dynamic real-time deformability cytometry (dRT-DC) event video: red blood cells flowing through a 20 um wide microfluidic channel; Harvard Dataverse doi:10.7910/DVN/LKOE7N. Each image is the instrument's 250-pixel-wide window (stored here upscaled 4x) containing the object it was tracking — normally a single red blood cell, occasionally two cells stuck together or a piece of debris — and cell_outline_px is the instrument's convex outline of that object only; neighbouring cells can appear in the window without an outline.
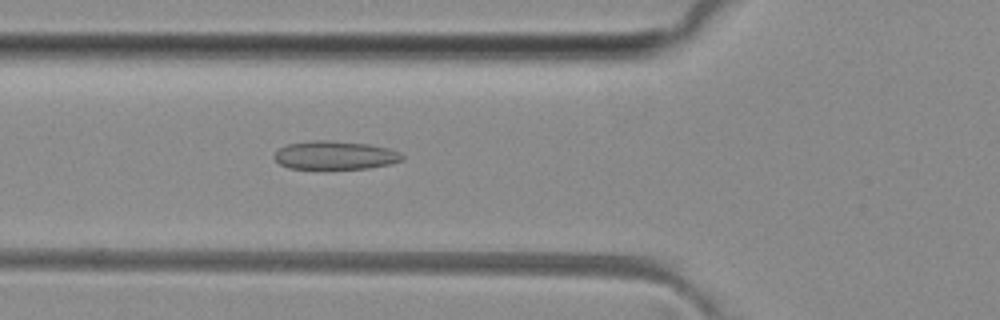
{"species": "common noctule bat (a hibernating species)", "species_latin": "Nyctalus noctula", "temperature_condition": "room temperature", "stored_images_in_passage": 50, "camera_frame_rate_fps": 3000, "um_per_image_px": 0.085, "animal": {"sex": "female", "body_mass_g": 29.2, "forearm_length_mm": 56.3}, "frame": {"image": 1, "passage_image": 18, "time_ms": 5.667, "image_size_px": [1000, 320], "cell_outline_px": [[404, 160], [392, 164], [368, 168], [288, 168], [280, 164], [272, 156], [284, 144], [312, 140], [328, 140], [368, 144], [388, 148], [400, 152], [404, 156]], "centroid_in_image_um": [28.49, 13.18], "position_along_channel_um": 97.3, "area_um2": 21.27}}
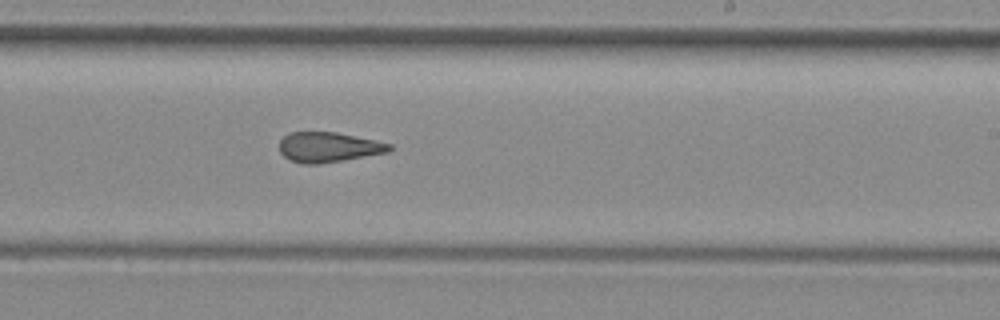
{"frame": {"image": 2, "passage_image": 30, "time_ms": 9.667, "image_size_px": [1000, 320], "cell_outline_px": [[392, 148], [388, 152], [344, 160], [320, 164], [304, 164], [288, 160], [280, 152], [280, 140], [288, 132], [336, 132], [376, 140], [392, 144]], "centroid_in_image_um": [27.91, 12.51], "position_along_channel_um": 261.1, "area_um2": 19.36}}
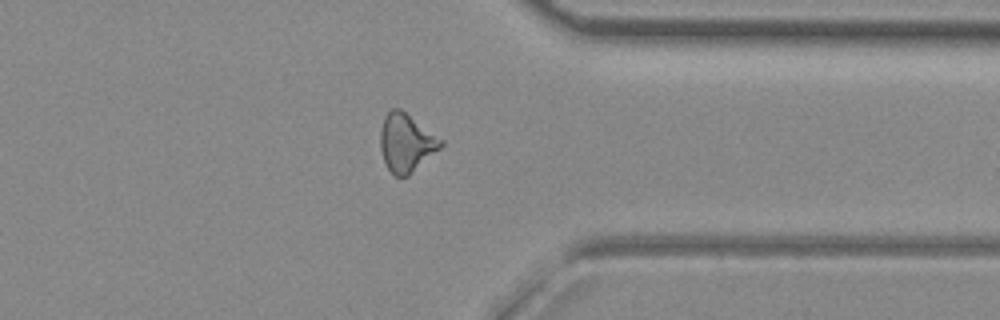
{"frame": {"image": 3, "passage_image": 39, "time_ms": 12.667, "image_size_px": [1000, 320], "cell_outline_px": [[444, 144], [440, 148], [408, 176], [392, 176], [384, 160], [380, 148], [380, 132], [384, 116], [392, 108], [400, 108], [444, 140]], "centroid_in_image_um": [34.52, 12.13], "position_along_channel_um": 376.9, "area_um2": 20.46}, "authors_computed_cell_mechanics": {"area_um2": 20.4323, "velocity_mm_per_s": 4.0953, "shape_relaxation_time_tau1_ms": null, "shape_relaxation_time_tau2_ms": 2.4873, "deformation_change_tau1": null, "deformation_change_tau2": 0.0984}}